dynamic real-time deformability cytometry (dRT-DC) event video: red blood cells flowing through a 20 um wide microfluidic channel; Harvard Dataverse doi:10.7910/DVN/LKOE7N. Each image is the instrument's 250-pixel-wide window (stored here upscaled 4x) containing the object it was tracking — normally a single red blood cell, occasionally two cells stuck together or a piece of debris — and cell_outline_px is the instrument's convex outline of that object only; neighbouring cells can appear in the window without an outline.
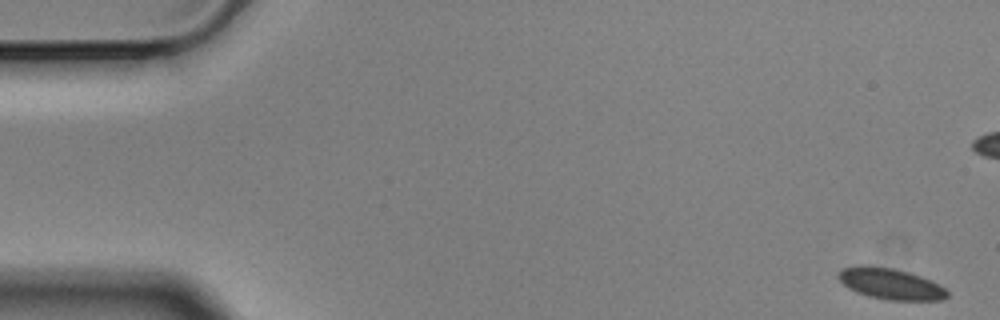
{"species": "Egyptian fruit bat (a non-hibernating species)", "species_latin": "Rousettus aegyptiacus", "temperature_condition": "cold", "stored_images_in_passage": 8, "camera_frame_rate_fps": 3000, "um_per_image_px": 0.085, "animal": {"sex": "male"}, "frame": {"image": 1, "passage_image": 1, "time_ms": 0.0, "image_size_px": [1000, 320], "cell_outline_px": [[948, 296], [944, 300], [888, 300], [868, 296], [856, 292], [848, 288], [836, 276], [844, 268], [860, 264], [872, 264], [892, 268], [908, 272], [932, 280], [940, 284], [948, 292]], "centroid_in_image_um": [75.7, 24.11], "position_along_channel_um": 9.3, "area_um2": 19.94}}